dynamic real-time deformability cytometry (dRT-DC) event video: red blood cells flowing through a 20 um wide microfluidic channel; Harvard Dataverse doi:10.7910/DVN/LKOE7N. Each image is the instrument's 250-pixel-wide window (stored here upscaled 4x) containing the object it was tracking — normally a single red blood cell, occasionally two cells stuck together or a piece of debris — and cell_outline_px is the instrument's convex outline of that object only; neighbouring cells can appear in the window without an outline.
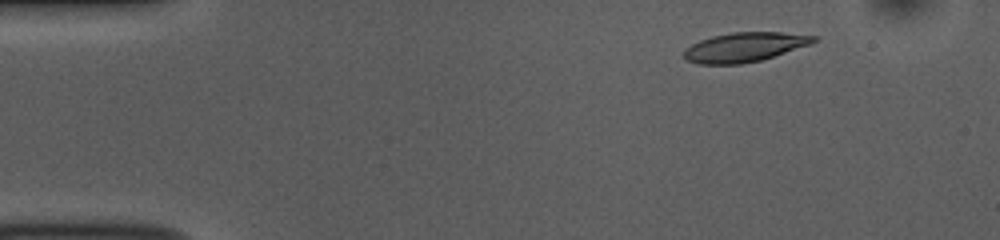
{"species": "common noctule bat (a hibernating species)", "species_latin": "Nyctalus noctula", "temperature_condition": "room temperature", "stored_images_in_passage": 52, "camera_frame_rate_fps": 3000, "um_per_image_px": 0.085, "animal": {"sex": "female", "body_mass_g": 10.0, "forearm_length_mm": 53.1}, "frame": {"image": 1, "passage_image": 6, "time_ms": 1.667, "image_size_px": [1000, 240], "cell_outline_px": [[816, 40], [812, 44], [760, 60], [740, 64], [696, 64], [688, 60], [684, 56], [684, 48], [700, 40], [712, 36], [732, 32], [780, 32], [816, 36]], "centroid_in_image_um": [63.26, 4.0], "position_along_channel_um": 21.7, "area_um2": 22.08}}
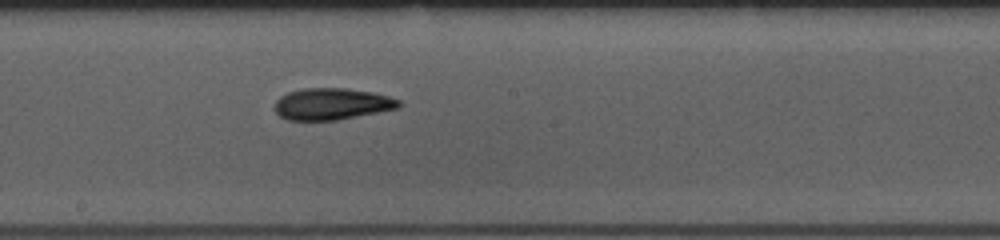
{"frame": {"image": 2, "passage_image": 28, "time_ms": 9.0, "image_size_px": [1000, 240], "cell_outline_px": [[404, 104], [400, 108], [336, 120], [288, 120], [280, 116], [272, 108], [276, 100], [280, 96], [288, 92], [304, 88], [344, 88], [372, 92], [388, 96], [400, 100]], "centroid_in_image_um": [28.21, 8.83], "position_along_channel_um": 220.0, "area_um2": 23.06}}
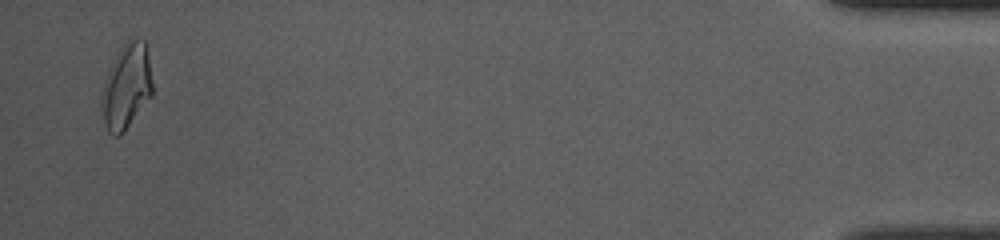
{"frame": {"image": 3, "passage_image": 51, "time_ms": 16.667, "image_size_px": [1000, 240], "cell_outline_px": [[152, 96], [120, 136], [112, 136], [108, 132], [104, 124], [100, 96], [104, 80], [120, 48], [128, 36], [144, 40], [148, 56], [152, 80]], "centroid_in_image_um": [10.74, 7.35], "position_along_channel_um": 424.5, "area_um2": 25.32}, "authors_computed_cell_mechanics": {"area_um2": 22.4264, "velocity_mm_per_s": 3.7596, "shape_relaxation_time_tau1_ms": 6.58, "shape_relaxation_time_tau2_ms": 3.7297, "deformation_change_tau1": 0.19, "deformation_change_tau2": 0.1095}}